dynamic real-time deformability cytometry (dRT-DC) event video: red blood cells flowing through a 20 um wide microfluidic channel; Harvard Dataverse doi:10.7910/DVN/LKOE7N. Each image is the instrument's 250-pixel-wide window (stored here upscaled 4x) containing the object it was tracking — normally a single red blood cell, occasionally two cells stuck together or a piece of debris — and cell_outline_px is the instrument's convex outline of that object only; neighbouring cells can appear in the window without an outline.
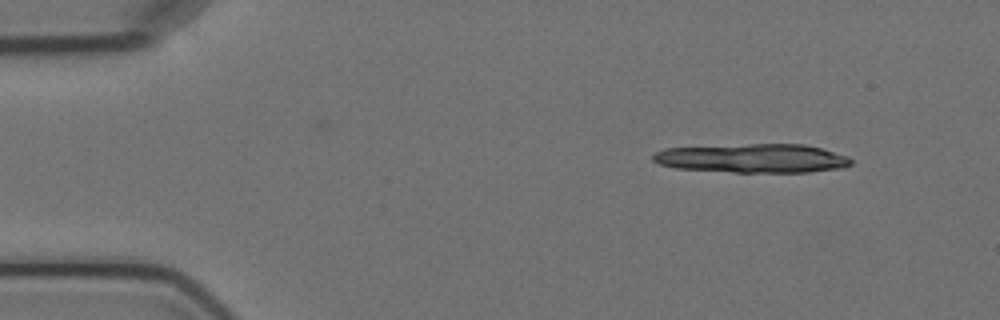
{"species": "Egyptian fruit bat (a non-hibernating species)", "species_latin": "Rousettus aegyptiacus", "temperature_condition": "cold", "stored_images_in_passage": 3, "camera_frame_rate_fps": 3000, "um_per_image_px": 0.085, "animal": {"sex": "female"}, "frame": {"image": 1, "passage_image": 3, "time_ms": 3.0, "image_size_px": [1000, 320], "cell_outline_px": [[852, 164], [844, 168], [808, 172], [732, 172], [676, 168], [660, 164], [652, 160], [652, 156], [656, 152], [664, 148], [748, 144], [804, 144], [820, 148], [848, 156], [852, 160]], "centroid_in_image_um": [63.99, 13.45], "position_along_channel_um": 21.0, "area_um2": 33.41}}